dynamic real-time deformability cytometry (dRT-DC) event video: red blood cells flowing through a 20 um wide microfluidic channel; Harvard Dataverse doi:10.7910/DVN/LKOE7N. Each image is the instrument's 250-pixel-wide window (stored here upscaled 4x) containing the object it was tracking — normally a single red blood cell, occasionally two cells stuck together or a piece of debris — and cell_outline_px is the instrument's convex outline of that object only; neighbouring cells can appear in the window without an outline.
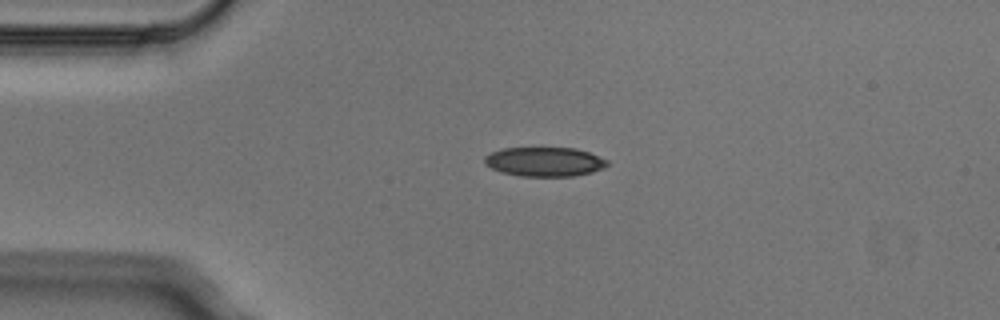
{"species": "Egyptian fruit bat (a non-hibernating species)", "species_latin": "Rousettus aegyptiacus", "temperature_condition": "cold", "stored_images_in_passage": 3, "camera_frame_rate_fps": 3000, "um_per_image_px": 0.085, "animal": {"sex": "male"}, "frame": {"image": 1, "passage_image": 2, "time_ms": 0.333, "image_size_px": [1000, 320], "cell_outline_px": [[608, 164], [604, 168], [592, 172], [572, 176], [520, 176], [500, 172], [484, 164], [484, 156], [492, 152], [504, 148], [576, 148], [588, 152], [608, 160]], "centroid_in_image_um": [46.27, 13.75], "position_along_channel_um": 38.7, "area_um2": 20.92}}